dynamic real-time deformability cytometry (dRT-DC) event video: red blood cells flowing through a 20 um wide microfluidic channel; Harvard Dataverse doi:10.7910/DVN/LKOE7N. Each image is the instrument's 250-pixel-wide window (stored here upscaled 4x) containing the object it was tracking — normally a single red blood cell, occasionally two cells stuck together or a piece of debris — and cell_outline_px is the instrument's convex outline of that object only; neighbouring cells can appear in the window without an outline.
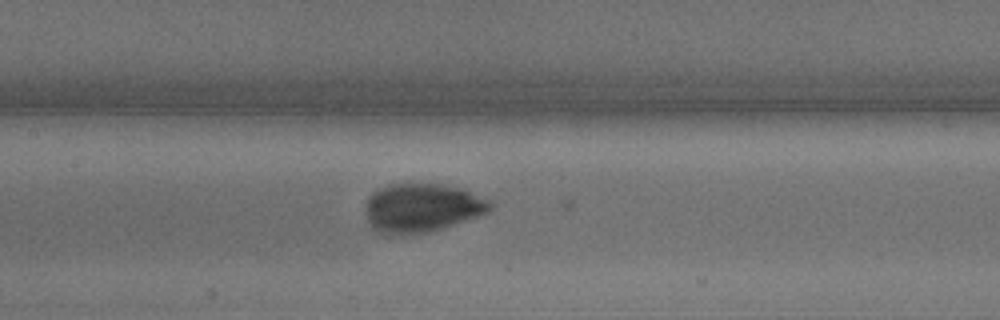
{"species": "common noctule bat (a hibernating species)", "species_latin": "Nyctalus noctula", "temperature_condition": "warm", "stored_images_in_passage": 28, "camera_frame_rate_fps": 3000, "um_per_image_px": 0.085, "animal": {"sex": "male", "body_mass_g": 15.6}, "frame": {"image": 1, "passage_image": 27, "time_ms": 8.667, "image_size_px": [1000, 320], "cell_outline_px": [[496, 208], [480, 216], [444, 228], [428, 232], [400, 236], [388, 236], [372, 228], [368, 220], [364, 208], [364, 204], [368, 196], [372, 192], [380, 188], [392, 184], [440, 184], [460, 188], [488, 200]], "centroid_in_image_um": [35.84, 17.69], "position_along_channel_um": 171.6, "area_um2": 35.89}}